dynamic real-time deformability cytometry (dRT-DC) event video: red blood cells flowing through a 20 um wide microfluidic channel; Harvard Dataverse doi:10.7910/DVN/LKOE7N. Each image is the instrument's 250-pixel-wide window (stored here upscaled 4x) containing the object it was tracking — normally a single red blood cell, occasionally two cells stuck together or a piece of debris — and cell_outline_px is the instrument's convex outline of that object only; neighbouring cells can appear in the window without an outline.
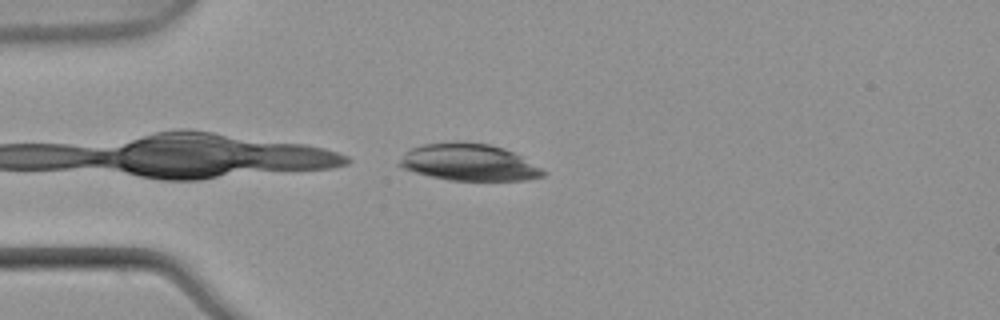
{"species": "common noctule bat (a hibernating species)", "species_latin": "Nyctalus noctula", "temperature_condition": "warm", "stored_images_in_passage": 3, "camera_frame_rate_fps": 3000, "um_per_image_px": 0.085, "animal": {"sex": "male", "body_mass_g": 21.5, "forearm_length_mm": 52.0}, "frame": {"image": 1, "passage_image": 1, "time_ms": 0.0, "image_size_px": [1000, 320], "cell_outline_px": [[544, 176], [524, 180], [448, 180], [416, 172], [404, 168], [396, 164], [404, 152], [412, 148], [424, 144], [456, 140], [488, 144], [504, 148], [520, 156], [540, 168], [544, 172]], "centroid_in_image_um": [39.8, 13.78], "position_along_channel_um": 45.2, "area_um2": 30.69}}
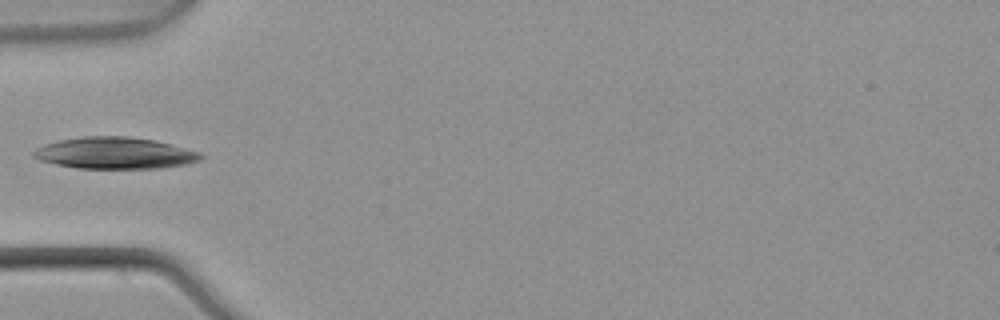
{"frame": {"image": 2, "passage_image": 2, "time_ms": 0.333, "image_size_px": [1000, 320], "cell_outline_px": [[204, 156], [200, 160], [184, 164], [160, 168], [76, 168], [56, 164], [40, 160], [32, 156], [32, 152], [36, 148], [44, 144], [60, 140], [84, 136], [128, 136], [152, 140], [200, 152]], "centroid_in_image_um": [9.72, 13.01], "position_along_channel_um": 75.3, "area_um2": 30.52}}
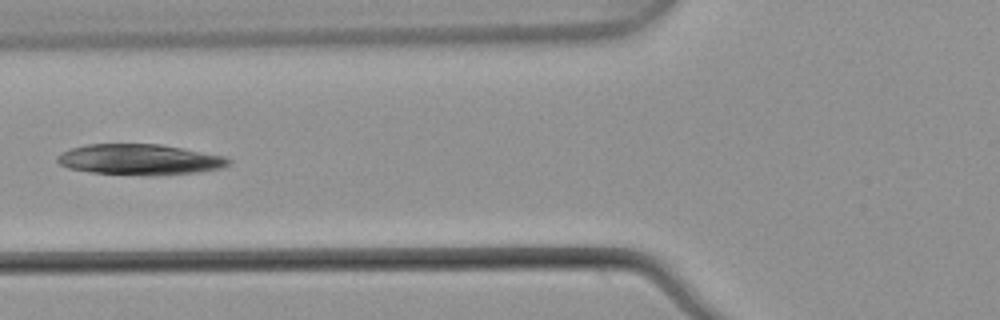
{"frame": {"image": 3, "passage_image": 3, "time_ms": 0.667, "image_size_px": [1000, 320], "cell_outline_px": [[232, 164], [220, 168], [196, 172], [152, 176], [148, 176], [92, 172], [68, 168], [60, 164], [56, 160], [56, 156], [60, 152], [72, 148], [88, 144], [160, 144], [224, 156], [232, 160]], "centroid_in_image_um": [11.86, 13.56], "position_along_channel_um": 113.9, "area_um2": 30.69}}